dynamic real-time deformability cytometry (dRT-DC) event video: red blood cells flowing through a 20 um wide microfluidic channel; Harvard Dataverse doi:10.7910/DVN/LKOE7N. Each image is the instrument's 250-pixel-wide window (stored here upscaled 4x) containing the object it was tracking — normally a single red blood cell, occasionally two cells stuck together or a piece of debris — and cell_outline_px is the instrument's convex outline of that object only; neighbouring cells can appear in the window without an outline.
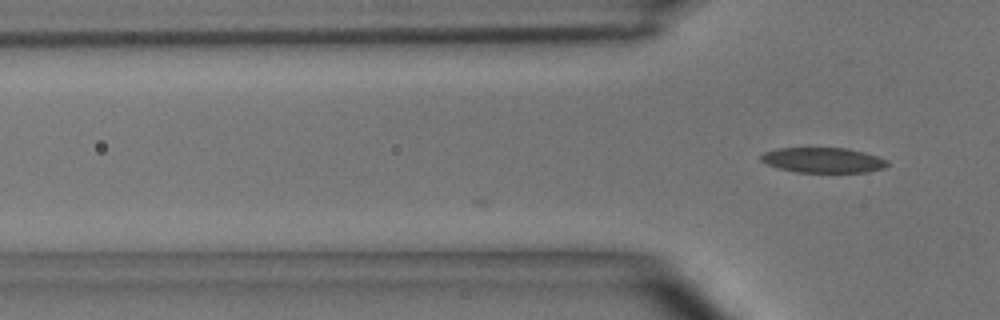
{"species": "common noctule bat (a hibernating species)", "species_latin": "Nyctalus noctula", "temperature_condition": "room temperature", "stored_images_in_passage": 3, "camera_frame_rate_fps": 3000, "um_per_image_px": 0.085, "animal": {"sex": "male", "body_mass_g": 15.6}, "frame": {"image": 1, "passage_image": 3, "time_ms": 0.667, "image_size_px": [1000, 320], "cell_outline_px": [[888, 164], [884, 168], [868, 172], [796, 172], [780, 168], [768, 164], [760, 160], [760, 156], [764, 152], [776, 148], [844, 148], [864, 152], [888, 160]], "centroid_in_image_um": [69.96, 13.61], "position_along_channel_um": 55.8, "area_um2": 18.44}}